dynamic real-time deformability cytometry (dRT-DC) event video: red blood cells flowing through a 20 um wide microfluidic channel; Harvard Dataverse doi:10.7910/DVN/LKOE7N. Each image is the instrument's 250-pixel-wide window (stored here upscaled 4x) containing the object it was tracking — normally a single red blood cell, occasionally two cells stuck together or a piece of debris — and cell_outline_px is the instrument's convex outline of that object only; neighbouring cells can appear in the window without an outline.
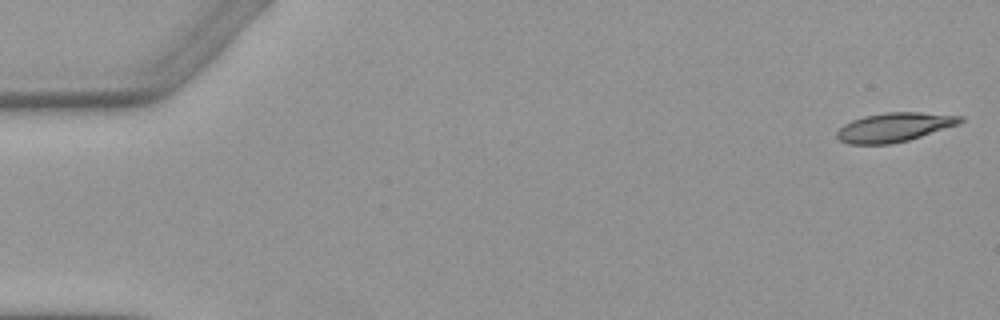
{"species": "Egyptian fruit bat (a non-hibernating species)", "species_latin": "Rousettus aegyptiacus", "temperature_condition": "warm", "stored_images_in_passage": 5, "camera_frame_rate_fps": 3000, "um_per_image_px": 0.085, "animal": {"sex": "female"}, "frame": {"image": 1, "passage_image": 1, "time_ms": 0.0, "image_size_px": [1000, 320], "cell_outline_px": [[964, 120], [960, 124], [908, 140], [892, 144], [848, 144], [840, 140], [836, 136], [836, 132], [844, 124], [852, 120], [864, 116], [884, 112], [920, 112], [964, 116]], "centroid_in_image_um": [76.03, 10.81], "position_along_channel_um": 9.0, "area_um2": 20.98}}